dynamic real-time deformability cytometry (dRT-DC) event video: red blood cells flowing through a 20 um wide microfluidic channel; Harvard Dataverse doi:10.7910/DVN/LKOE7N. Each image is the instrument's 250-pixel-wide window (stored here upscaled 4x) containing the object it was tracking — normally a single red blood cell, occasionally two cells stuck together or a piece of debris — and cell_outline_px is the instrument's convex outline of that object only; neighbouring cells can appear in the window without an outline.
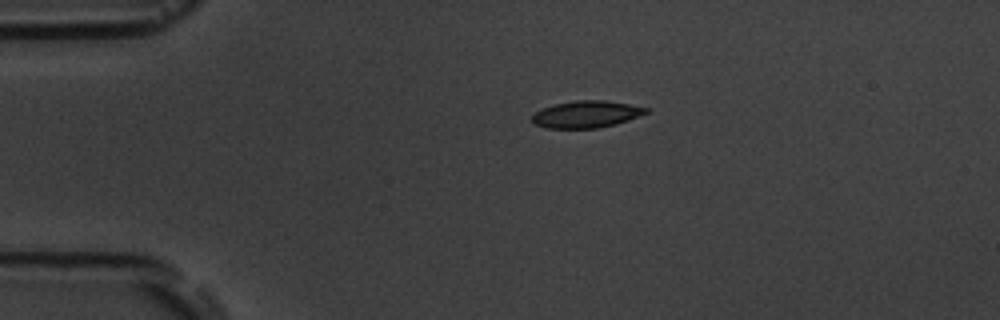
{"species": "common noctule bat (a hibernating species)", "species_latin": "Nyctalus noctula", "temperature_condition": "room temperature", "stored_images_in_passage": 2, "camera_frame_rate_fps": 3000, "um_per_image_px": 0.085, "animal": {"sex": "male", "body_mass_g": 19.5, "forearm_length_mm": 54.6}, "frame": {"image": 1, "passage_image": 1, "time_ms": 0.0, "image_size_px": [1000, 320], "cell_outline_px": [[648, 112], [628, 120], [616, 124], [600, 128], [544, 128], [532, 124], [532, 112], [556, 104], [576, 100], [604, 100], [628, 104], [648, 108]], "centroid_in_image_um": [49.79, 9.72], "position_along_channel_um": 35.2, "area_um2": 17.92}}